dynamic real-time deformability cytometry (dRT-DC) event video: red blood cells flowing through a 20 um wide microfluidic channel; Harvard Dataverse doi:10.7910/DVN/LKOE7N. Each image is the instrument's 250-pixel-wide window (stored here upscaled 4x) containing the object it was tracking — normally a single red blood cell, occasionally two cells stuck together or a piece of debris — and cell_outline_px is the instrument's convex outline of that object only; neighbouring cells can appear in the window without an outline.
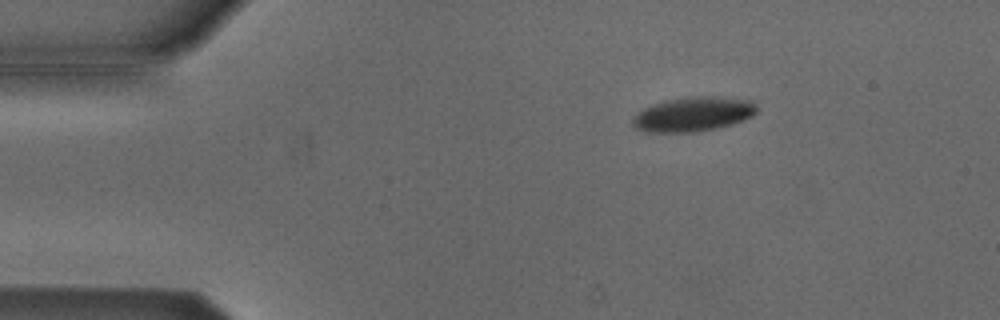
{"species": "Egyptian fruit bat (a non-hibernating species)", "species_latin": "Rousettus aegyptiacus", "temperature_condition": "cold", "stored_images_in_passage": 3, "camera_frame_rate_fps": 3000, "um_per_image_px": 0.085, "animal": {"sex": "male"}, "frame": {"image": 1, "passage_image": 1, "time_ms": 0.0, "image_size_px": [1000, 320], "cell_outline_px": [[756, 112], [752, 116], [744, 120], [732, 124], [716, 128], [692, 132], [644, 132], [636, 128], [632, 124], [632, 120], [636, 112], [652, 104], [664, 100], [688, 96], [720, 96], [752, 100], [756, 104]], "centroid_in_image_um": [58.91, 9.69], "position_along_channel_um": 26.1, "area_um2": 25.26}}